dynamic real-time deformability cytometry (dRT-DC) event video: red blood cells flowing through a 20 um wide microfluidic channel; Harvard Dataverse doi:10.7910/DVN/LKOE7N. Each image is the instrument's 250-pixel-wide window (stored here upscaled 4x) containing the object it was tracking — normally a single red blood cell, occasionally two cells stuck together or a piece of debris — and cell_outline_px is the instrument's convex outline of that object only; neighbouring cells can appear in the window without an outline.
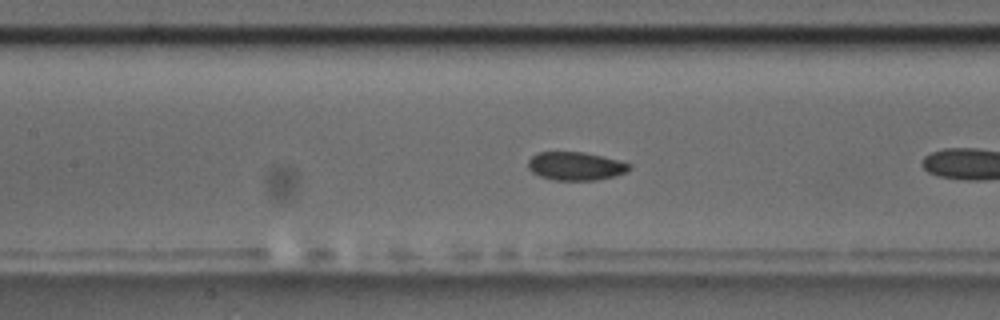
{"species": "common noctule bat (a hibernating species)", "species_latin": "Nyctalus noctula", "temperature_condition": "room temperature", "stored_images_in_passage": 13, "camera_frame_rate_fps": 3000, "um_per_image_px": 0.085, "animal": {"sex": "male", "body_mass_g": 17.5, "forearm_length_mm": 52.3}, "frame": {"image": 1, "passage_image": 11, "time_ms": 3.333, "image_size_px": [1000, 320], "cell_outline_px": [[632, 168], [628, 172], [616, 176], [596, 180], [552, 180], [540, 176], [532, 172], [528, 168], [528, 160], [536, 152], [584, 152], [632, 164]], "centroid_in_image_um": [48.93, 14.12], "position_along_channel_um": 158.5, "area_um2": 16.82}}